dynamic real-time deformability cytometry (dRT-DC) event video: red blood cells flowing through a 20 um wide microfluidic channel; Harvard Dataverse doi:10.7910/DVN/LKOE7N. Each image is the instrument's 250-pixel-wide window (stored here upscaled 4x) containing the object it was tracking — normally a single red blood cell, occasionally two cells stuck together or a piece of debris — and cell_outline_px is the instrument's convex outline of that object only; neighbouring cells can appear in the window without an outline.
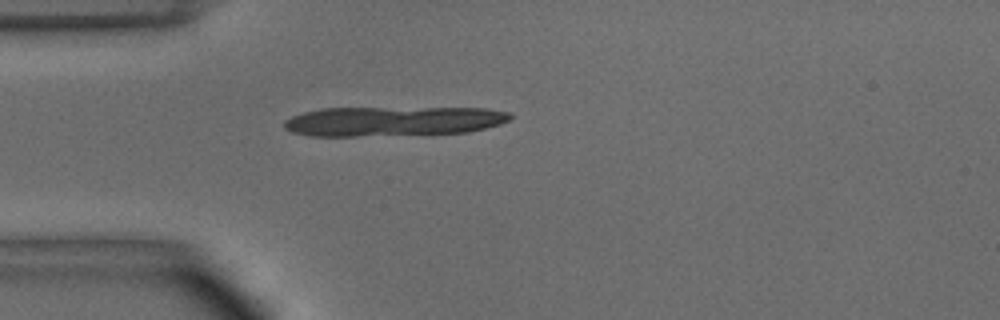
{"species": "common noctule bat (a hibernating species)", "species_latin": "Nyctalus noctula", "temperature_condition": "warm", "stored_images_in_passage": 8, "segment_of_instrument_passage": [2, 2], "camera_frame_rate_fps": 3000, "um_per_image_px": 0.085, "animal": {"sex": "male", "body_mass_g": 15.6}, "frame": {"image": 1, "passage_image": 7, "time_ms": 2.0, "image_size_px": [1000, 320], "cell_outline_px": [[508, 116], [492, 124], [476, 128], [452, 132], [412, 132], [420, 112], [492, 112]], "centroid_in_image_um": [38.62, 10.3], "position_along_channel_um": 46.4, "area_um2": 10.64}}